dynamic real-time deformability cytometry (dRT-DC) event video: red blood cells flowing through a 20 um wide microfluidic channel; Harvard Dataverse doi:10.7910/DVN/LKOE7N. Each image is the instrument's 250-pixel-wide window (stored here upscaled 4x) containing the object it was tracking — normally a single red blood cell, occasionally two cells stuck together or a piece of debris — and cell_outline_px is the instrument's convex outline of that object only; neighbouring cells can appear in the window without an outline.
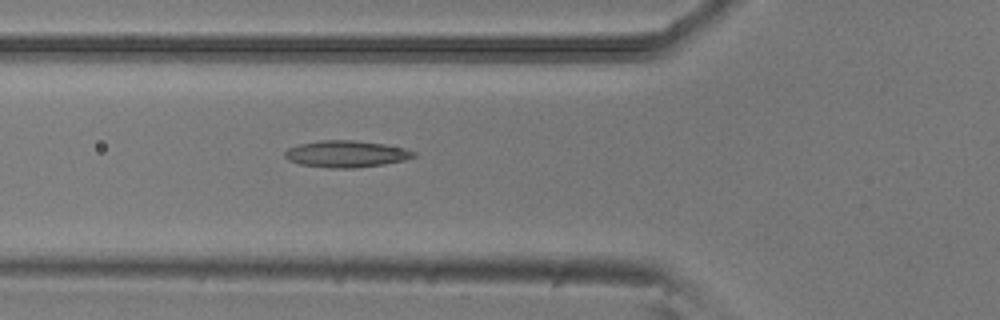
{"species": "common noctule bat (a hibernating species)", "species_latin": "Nyctalus noctula", "temperature_condition": "room temperature", "stored_images_in_passage": 6, "camera_frame_rate_fps": 3000, "um_per_image_px": 0.085, "animal": {"sex": "male", "body_mass_g": 20.5, "forearm_length_mm": 52.5}, "frame": {"image": 1, "passage_image": 6, "time_ms": 1.667, "image_size_px": [1000, 320], "cell_outline_px": [[416, 156], [404, 160], [384, 164], [356, 168], [332, 168], [300, 164], [288, 160], [284, 156], [284, 152], [288, 148], [300, 144], [320, 140], [356, 140], [384, 144], [404, 148], [416, 152]], "centroid_in_image_um": [29.43, 13.08], "position_along_channel_um": 96.4, "area_um2": 20.06}}